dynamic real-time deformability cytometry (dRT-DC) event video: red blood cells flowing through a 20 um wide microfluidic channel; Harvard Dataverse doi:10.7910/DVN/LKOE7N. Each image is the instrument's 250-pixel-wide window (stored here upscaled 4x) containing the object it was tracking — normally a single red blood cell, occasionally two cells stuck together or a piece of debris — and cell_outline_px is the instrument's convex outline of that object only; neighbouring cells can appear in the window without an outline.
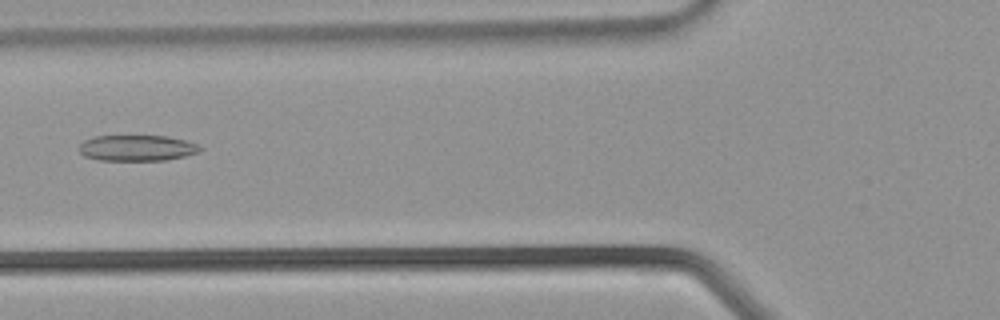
{"species": "common noctule bat (a hibernating species)", "species_latin": "Nyctalus noctula", "temperature_condition": "warm", "stored_images_in_passage": 32, "camera_frame_rate_fps": 3000, "um_per_image_px": 0.085, "animal": {"sex": "male", "body_mass_g": 21.5, "forearm_length_mm": 52.0}, "frame": {"image": 1, "passage_image": 9, "time_ms": 2.667, "image_size_px": [1000, 320], "cell_outline_px": [[204, 148], [200, 152], [184, 156], [164, 160], [100, 160], [84, 156], [80, 152], [80, 144], [84, 140], [96, 136], [164, 136], [188, 140]], "centroid_in_image_um": [11.67, 12.57], "position_along_channel_um": 114.1, "area_um2": 18.21}}
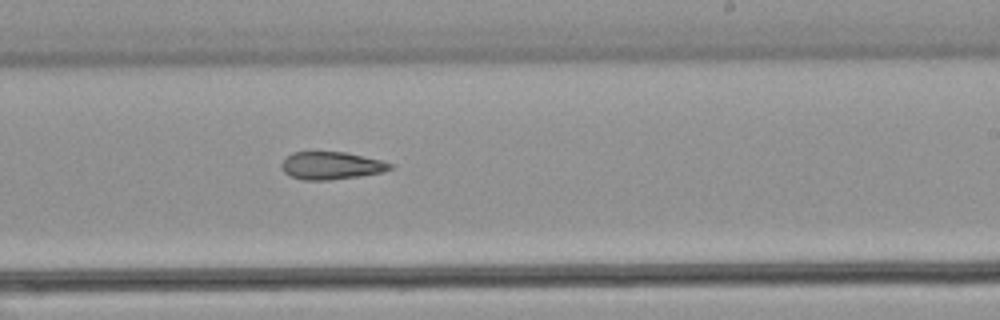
{"frame": {"image": 2, "passage_image": 17, "time_ms": 5.333, "image_size_px": [1000, 320], "cell_outline_px": [[392, 168], [380, 172], [360, 176], [328, 180], [304, 180], [288, 176], [280, 168], [280, 164], [292, 152], [344, 152], [380, 160], [392, 164]], "centroid_in_image_um": [28.09, 14.08], "position_along_channel_um": 260.9, "area_um2": 17.34}}
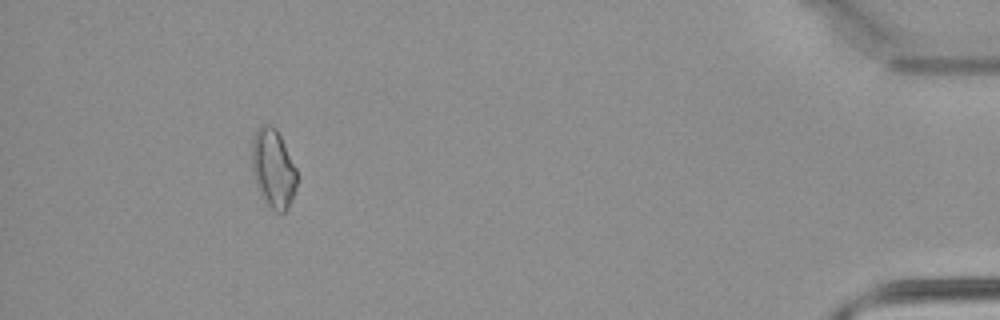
{"frame": {"image": 3, "passage_image": 29, "time_ms": 9.333, "image_size_px": [1000, 320], "cell_outline_px": [[296, 188], [288, 208], [284, 212], [276, 212], [260, 196], [256, 184], [252, 168], [252, 140], [256, 128], [260, 124], [272, 124], [276, 128], [296, 168]], "centroid_in_image_um": [23.2, 14.29], "position_along_channel_um": 412.0, "area_um2": 20.63}}